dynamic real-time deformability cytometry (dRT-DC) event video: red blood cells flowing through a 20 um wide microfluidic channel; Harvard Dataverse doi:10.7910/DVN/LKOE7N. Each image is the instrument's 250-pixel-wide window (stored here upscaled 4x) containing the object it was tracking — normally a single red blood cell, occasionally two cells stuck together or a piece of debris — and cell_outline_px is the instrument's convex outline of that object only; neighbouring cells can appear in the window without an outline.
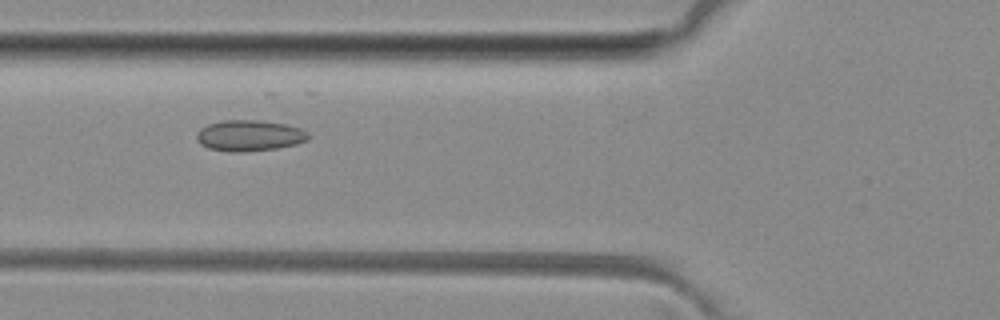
{"species": "common noctule bat (a hibernating species)", "species_latin": "Nyctalus noctula", "temperature_condition": "room temperature", "stored_images_in_passage": 5, "camera_frame_rate_fps": 3000, "um_per_image_px": 0.085, "animal": {"sex": "female", "body_mass_g": 29.2, "forearm_length_mm": 56.3}, "frame": {"image": 1, "passage_image": 5, "time_ms": 4.667, "image_size_px": [1000, 320], "cell_outline_px": [[308, 140], [296, 144], [276, 148], [244, 152], [232, 152], [208, 148], [200, 144], [196, 136], [196, 132], [200, 128], [208, 124], [224, 120], [260, 120], [284, 124], [300, 128], [308, 132]], "centroid_in_image_um": [21.18, 11.52], "position_along_channel_um": 104.6, "area_um2": 20.17}}